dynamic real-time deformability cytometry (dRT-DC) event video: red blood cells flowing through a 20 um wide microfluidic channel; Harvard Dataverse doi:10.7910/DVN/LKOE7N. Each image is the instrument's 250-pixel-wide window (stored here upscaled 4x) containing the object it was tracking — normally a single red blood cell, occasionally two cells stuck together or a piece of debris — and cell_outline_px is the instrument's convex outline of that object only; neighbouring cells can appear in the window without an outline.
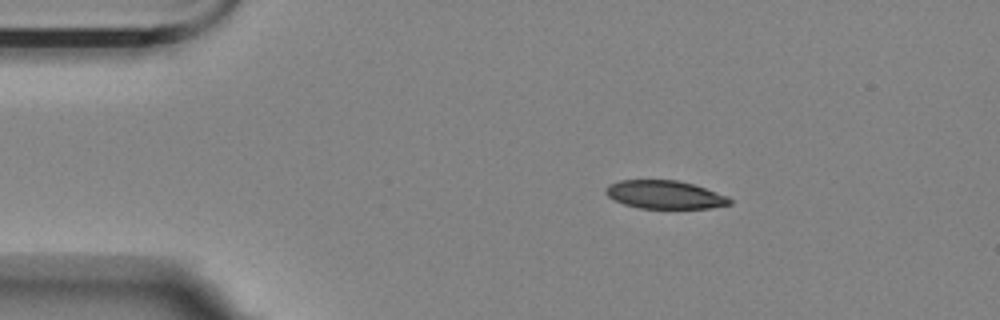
{"species": "Egyptian fruit bat (a non-hibernating species)", "species_latin": "Rousettus aegyptiacus", "temperature_condition": "room temperature", "stored_images_in_passage": 48, "camera_frame_rate_fps": 3000, "um_per_image_px": 0.085, "animal": {"sex": "female"}, "frame": {"image": 1, "passage_image": 1, "time_ms": 0.0, "image_size_px": [1000, 320], "cell_outline_px": [[732, 204], [708, 208], [640, 208], [624, 204], [608, 196], [604, 192], [604, 188], [608, 184], [620, 180], [676, 180], [692, 184], [728, 196], [732, 200]], "centroid_in_image_um": [56.48, 16.54], "position_along_channel_um": 28.5, "area_um2": 20.29}}
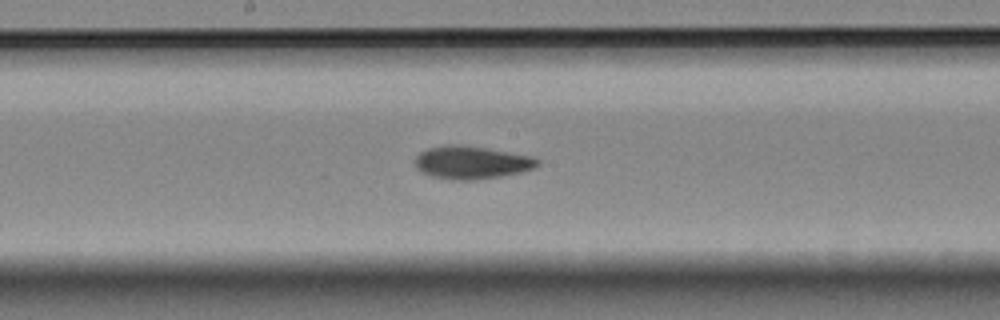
{"frame": {"image": 2, "passage_image": 21, "time_ms": 6.667, "image_size_px": [1000, 320], "cell_outline_px": [[540, 164], [536, 168], [520, 172], [500, 176], [472, 180], [452, 180], [432, 176], [420, 172], [416, 168], [416, 156], [420, 152], [428, 148], [484, 148], [532, 156], [540, 160]], "centroid_in_image_um": [40.14, 13.87], "position_along_channel_um": 208.1, "area_um2": 22.48}}
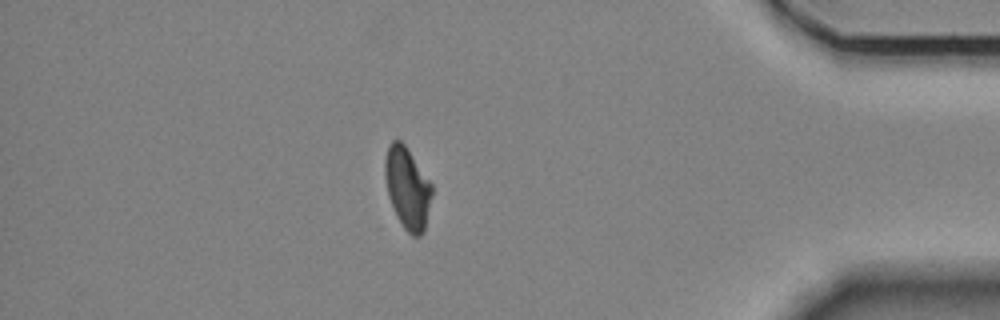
{"frame": {"image": 3, "passage_image": 41, "time_ms": 13.333, "image_size_px": [1000, 320], "cell_outline_px": [[432, 196], [424, 232], [420, 236], [412, 236], [404, 228], [396, 216], [388, 196], [384, 176], [384, 160], [388, 144], [392, 140], [400, 140], [404, 144], [432, 184]], "centroid_in_image_um": [34.61, 15.99], "position_along_channel_um": 400.6, "area_um2": 22.43}, "authors_computed_cell_mechanics": {"area_um2": 22.4842, "velocity_mm_per_s": 3.4617, "shape_relaxation_time_tau1_ms": 10.4751, "shape_relaxation_time_tau2_ms": 3.9284, "deformation_change_tau1": 0.2183, "deformation_change_tau2": 0.0829}}